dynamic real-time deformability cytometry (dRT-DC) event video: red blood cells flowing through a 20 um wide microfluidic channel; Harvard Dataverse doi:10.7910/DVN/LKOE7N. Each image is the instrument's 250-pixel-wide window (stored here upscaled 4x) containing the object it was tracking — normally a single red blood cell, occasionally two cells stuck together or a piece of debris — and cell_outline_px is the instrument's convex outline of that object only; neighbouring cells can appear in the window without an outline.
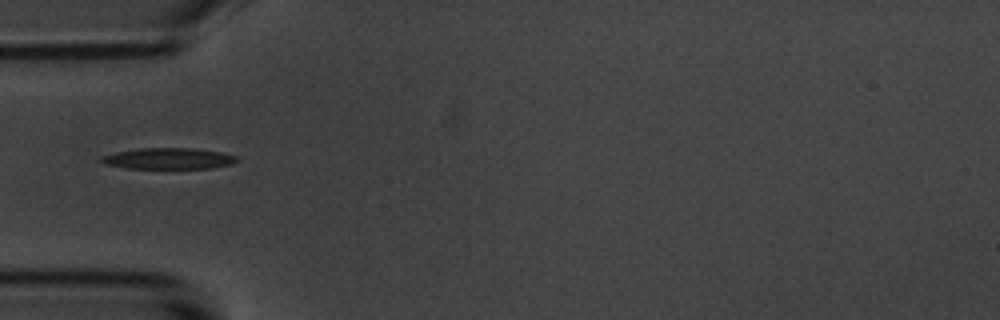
{"species": "common noctule bat (a hibernating species)", "species_latin": "Nyctalus noctula", "temperature_condition": "room temperature", "stored_images_in_passage": 39, "camera_frame_rate_fps": 3000, "um_per_image_px": 0.085, "animal": {"sex": "male", "body_mass_g": 20.1, "forearm_length_mm": 53.5}, "frame": {"image": 1, "passage_image": 1, "time_ms": 0.0, "image_size_px": [1000, 320], "cell_outline_px": [[240, 160], [232, 164], [212, 168], [128, 168], [104, 164], [96, 160], [100, 156], [116, 152], [140, 148], [192, 148], [220, 152], [236, 156]], "centroid_in_image_um": [14.28, 13.47], "position_along_channel_um": 70.7, "area_um2": 16.76}}
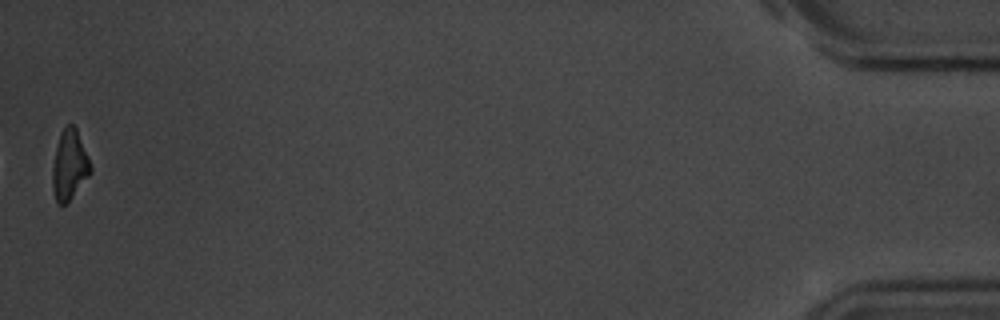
{"frame": {"image": 2, "passage_image": 39, "time_ms": 12.667, "image_size_px": [1000, 320], "cell_outline_px": [[92, 172], [68, 204], [56, 204], [52, 188], [52, 168], [56, 148], [60, 132], [68, 124], [72, 124], [76, 128], [88, 156], [92, 168]], "centroid_in_image_um": [5.9, 14.08], "position_along_channel_um": 429.3, "area_um2": 15.72}, "authors_computed_cell_mechanics": {"area_um2": 16.9932, "velocity_mm_per_s": 3.5749, "shape_relaxation_time_tau1_ms": 4.8017, "shape_relaxation_time_tau2_ms": null, "deformation_change_tau1": 0.1369, "deformation_change_tau2": null}}